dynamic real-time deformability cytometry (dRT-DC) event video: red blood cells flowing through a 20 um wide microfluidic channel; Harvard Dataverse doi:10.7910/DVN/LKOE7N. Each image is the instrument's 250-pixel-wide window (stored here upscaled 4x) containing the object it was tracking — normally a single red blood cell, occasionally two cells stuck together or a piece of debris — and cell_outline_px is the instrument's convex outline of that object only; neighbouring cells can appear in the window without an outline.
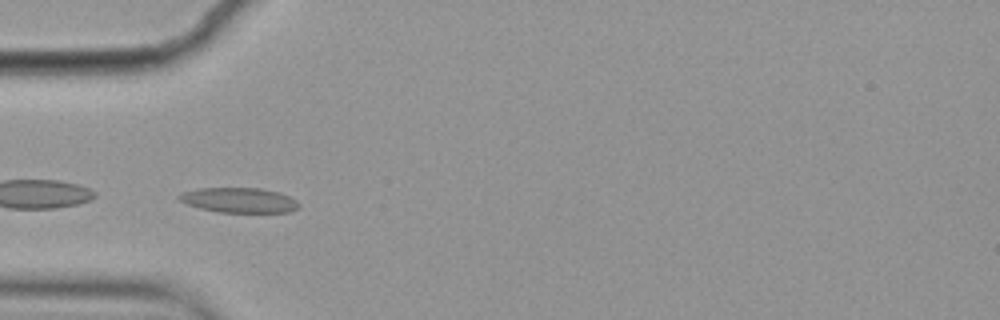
{"species": "common noctule bat (a hibernating species)", "species_latin": "Nyctalus noctula", "temperature_condition": "cold", "stored_images_in_passage": 5, "camera_frame_rate_fps": 3000, "um_per_image_px": 0.085, "animal": {"sex": "female", "body_mass_g": 19.9}, "frame": {"image": 1, "passage_image": 4, "time_ms": 1.0, "image_size_px": [1000, 320], "cell_outline_px": [[300, 204], [296, 208], [288, 212], [220, 212], [200, 208], [188, 204], [180, 200], [176, 196], [184, 192], [200, 188], [260, 188], [280, 192], [296, 200]], "centroid_in_image_um": [20.33, 17.01], "position_along_channel_um": 64.7, "area_um2": 17.22}}
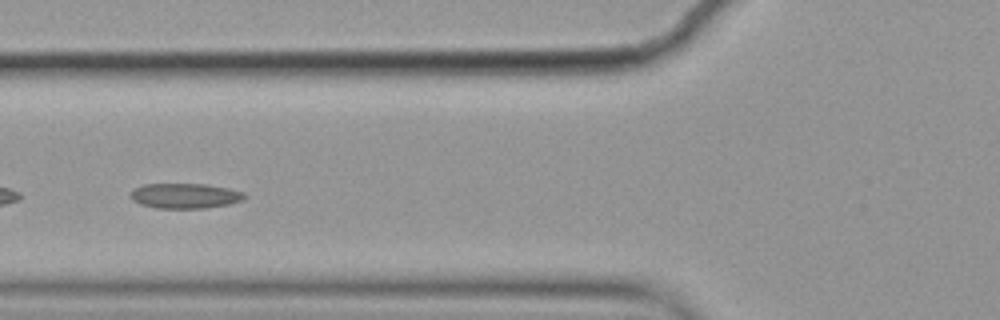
{"frame": {"image": 2, "passage_image": 5, "time_ms": 1.333, "image_size_px": [1000, 320], "cell_outline_px": [[248, 196], [244, 200], [228, 204], [204, 208], [156, 208], [140, 204], [132, 200], [128, 196], [136, 188], [144, 184], [204, 184], [228, 188], [244, 192]], "centroid_in_image_um": [15.74, 16.65], "position_along_channel_um": 110.1, "area_um2": 16.7}}